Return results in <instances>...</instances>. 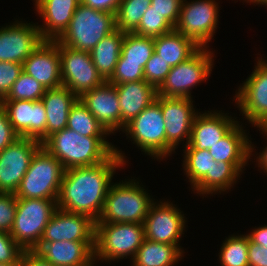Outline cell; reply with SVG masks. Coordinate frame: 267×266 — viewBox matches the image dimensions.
<instances>
[{"instance_id": "cell-4", "label": "cell", "mask_w": 267, "mask_h": 266, "mask_svg": "<svg viewBox=\"0 0 267 266\" xmlns=\"http://www.w3.org/2000/svg\"><path fill=\"white\" fill-rule=\"evenodd\" d=\"M115 30V14L94 10L80 3L68 28L57 41L73 49L91 52L104 37Z\"/></svg>"}, {"instance_id": "cell-26", "label": "cell", "mask_w": 267, "mask_h": 266, "mask_svg": "<svg viewBox=\"0 0 267 266\" xmlns=\"http://www.w3.org/2000/svg\"><path fill=\"white\" fill-rule=\"evenodd\" d=\"M242 124L239 123L221 140L209 149L214 161L229 163H248L254 145L248 139Z\"/></svg>"}, {"instance_id": "cell-11", "label": "cell", "mask_w": 267, "mask_h": 266, "mask_svg": "<svg viewBox=\"0 0 267 266\" xmlns=\"http://www.w3.org/2000/svg\"><path fill=\"white\" fill-rule=\"evenodd\" d=\"M58 47L62 84L78 98L105 82L98 73L90 52L73 49L59 42Z\"/></svg>"}, {"instance_id": "cell-31", "label": "cell", "mask_w": 267, "mask_h": 266, "mask_svg": "<svg viewBox=\"0 0 267 266\" xmlns=\"http://www.w3.org/2000/svg\"><path fill=\"white\" fill-rule=\"evenodd\" d=\"M154 52L153 37L125 33L118 62L140 63L144 68Z\"/></svg>"}, {"instance_id": "cell-24", "label": "cell", "mask_w": 267, "mask_h": 266, "mask_svg": "<svg viewBox=\"0 0 267 266\" xmlns=\"http://www.w3.org/2000/svg\"><path fill=\"white\" fill-rule=\"evenodd\" d=\"M117 89L121 111V131L157 97V89L145 80L114 85Z\"/></svg>"}, {"instance_id": "cell-15", "label": "cell", "mask_w": 267, "mask_h": 266, "mask_svg": "<svg viewBox=\"0 0 267 266\" xmlns=\"http://www.w3.org/2000/svg\"><path fill=\"white\" fill-rule=\"evenodd\" d=\"M153 202L143 222L145 238L154 242L180 245L186 219L182 211L169 201ZM184 230V231H183Z\"/></svg>"}, {"instance_id": "cell-25", "label": "cell", "mask_w": 267, "mask_h": 266, "mask_svg": "<svg viewBox=\"0 0 267 266\" xmlns=\"http://www.w3.org/2000/svg\"><path fill=\"white\" fill-rule=\"evenodd\" d=\"M77 100L78 97L67 87L46 89L41 98L47 114L46 139L67 127L70 109Z\"/></svg>"}, {"instance_id": "cell-6", "label": "cell", "mask_w": 267, "mask_h": 266, "mask_svg": "<svg viewBox=\"0 0 267 266\" xmlns=\"http://www.w3.org/2000/svg\"><path fill=\"white\" fill-rule=\"evenodd\" d=\"M145 239L144 226L139 223H95L94 259L119 261L134 258Z\"/></svg>"}, {"instance_id": "cell-14", "label": "cell", "mask_w": 267, "mask_h": 266, "mask_svg": "<svg viewBox=\"0 0 267 266\" xmlns=\"http://www.w3.org/2000/svg\"><path fill=\"white\" fill-rule=\"evenodd\" d=\"M41 146L36 139L18 137L0 152V193H15Z\"/></svg>"}, {"instance_id": "cell-48", "label": "cell", "mask_w": 267, "mask_h": 266, "mask_svg": "<svg viewBox=\"0 0 267 266\" xmlns=\"http://www.w3.org/2000/svg\"><path fill=\"white\" fill-rule=\"evenodd\" d=\"M247 235L254 243L267 248V225L257 227Z\"/></svg>"}, {"instance_id": "cell-51", "label": "cell", "mask_w": 267, "mask_h": 266, "mask_svg": "<svg viewBox=\"0 0 267 266\" xmlns=\"http://www.w3.org/2000/svg\"><path fill=\"white\" fill-rule=\"evenodd\" d=\"M0 266H20V264H6V263H0Z\"/></svg>"}, {"instance_id": "cell-39", "label": "cell", "mask_w": 267, "mask_h": 266, "mask_svg": "<svg viewBox=\"0 0 267 266\" xmlns=\"http://www.w3.org/2000/svg\"><path fill=\"white\" fill-rule=\"evenodd\" d=\"M138 80H144V68L140 66V63L117 62L115 71L108 82L118 85Z\"/></svg>"}, {"instance_id": "cell-1", "label": "cell", "mask_w": 267, "mask_h": 266, "mask_svg": "<svg viewBox=\"0 0 267 266\" xmlns=\"http://www.w3.org/2000/svg\"><path fill=\"white\" fill-rule=\"evenodd\" d=\"M106 161L94 166L71 168L64 171L57 198V208L87 215L98 221L109 186L117 168L126 164L121 150Z\"/></svg>"}, {"instance_id": "cell-22", "label": "cell", "mask_w": 267, "mask_h": 266, "mask_svg": "<svg viewBox=\"0 0 267 266\" xmlns=\"http://www.w3.org/2000/svg\"><path fill=\"white\" fill-rule=\"evenodd\" d=\"M95 242H40L33 250L54 266H90L94 259Z\"/></svg>"}, {"instance_id": "cell-44", "label": "cell", "mask_w": 267, "mask_h": 266, "mask_svg": "<svg viewBox=\"0 0 267 266\" xmlns=\"http://www.w3.org/2000/svg\"><path fill=\"white\" fill-rule=\"evenodd\" d=\"M19 135L13 130L7 112L0 104V152L13 143Z\"/></svg>"}, {"instance_id": "cell-50", "label": "cell", "mask_w": 267, "mask_h": 266, "mask_svg": "<svg viewBox=\"0 0 267 266\" xmlns=\"http://www.w3.org/2000/svg\"><path fill=\"white\" fill-rule=\"evenodd\" d=\"M247 3H254V5L256 4H259V5H265L267 3V0H247L246 1Z\"/></svg>"}, {"instance_id": "cell-28", "label": "cell", "mask_w": 267, "mask_h": 266, "mask_svg": "<svg viewBox=\"0 0 267 266\" xmlns=\"http://www.w3.org/2000/svg\"><path fill=\"white\" fill-rule=\"evenodd\" d=\"M200 47L190 38L175 29L164 35L154 37V51L170 67L191 57Z\"/></svg>"}, {"instance_id": "cell-41", "label": "cell", "mask_w": 267, "mask_h": 266, "mask_svg": "<svg viewBox=\"0 0 267 266\" xmlns=\"http://www.w3.org/2000/svg\"><path fill=\"white\" fill-rule=\"evenodd\" d=\"M23 252L8 232L0 231V263L20 264Z\"/></svg>"}, {"instance_id": "cell-49", "label": "cell", "mask_w": 267, "mask_h": 266, "mask_svg": "<svg viewBox=\"0 0 267 266\" xmlns=\"http://www.w3.org/2000/svg\"><path fill=\"white\" fill-rule=\"evenodd\" d=\"M267 136V126H257ZM256 162L258 163V167H260L264 172L267 173V146L260 152L259 156L256 157Z\"/></svg>"}, {"instance_id": "cell-35", "label": "cell", "mask_w": 267, "mask_h": 266, "mask_svg": "<svg viewBox=\"0 0 267 266\" xmlns=\"http://www.w3.org/2000/svg\"><path fill=\"white\" fill-rule=\"evenodd\" d=\"M246 165L247 163L214 161L211 168V194H217V192L221 194L233 188Z\"/></svg>"}, {"instance_id": "cell-19", "label": "cell", "mask_w": 267, "mask_h": 266, "mask_svg": "<svg viewBox=\"0 0 267 266\" xmlns=\"http://www.w3.org/2000/svg\"><path fill=\"white\" fill-rule=\"evenodd\" d=\"M23 72L45 89L63 86L58 41L44 40L23 62Z\"/></svg>"}, {"instance_id": "cell-47", "label": "cell", "mask_w": 267, "mask_h": 266, "mask_svg": "<svg viewBox=\"0 0 267 266\" xmlns=\"http://www.w3.org/2000/svg\"><path fill=\"white\" fill-rule=\"evenodd\" d=\"M20 266H54V265L42 259L34 251H24L20 259Z\"/></svg>"}, {"instance_id": "cell-45", "label": "cell", "mask_w": 267, "mask_h": 266, "mask_svg": "<svg viewBox=\"0 0 267 266\" xmlns=\"http://www.w3.org/2000/svg\"><path fill=\"white\" fill-rule=\"evenodd\" d=\"M249 266H267V248L254 243L249 238Z\"/></svg>"}, {"instance_id": "cell-46", "label": "cell", "mask_w": 267, "mask_h": 266, "mask_svg": "<svg viewBox=\"0 0 267 266\" xmlns=\"http://www.w3.org/2000/svg\"><path fill=\"white\" fill-rule=\"evenodd\" d=\"M121 0H81L85 6L94 10L117 13Z\"/></svg>"}, {"instance_id": "cell-37", "label": "cell", "mask_w": 267, "mask_h": 266, "mask_svg": "<svg viewBox=\"0 0 267 266\" xmlns=\"http://www.w3.org/2000/svg\"><path fill=\"white\" fill-rule=\"evenodd\" d=\"M174 26L151 6L142 16L138 28L133 32L146 37H158L174 30Z\"/></svg>"}, {"instance_id": "cell-12", "label": "cell", "mask_w": 267, "mask_h": 266, "mask_svg": "<svg viewBox=\"0 0 267 266\" xmlns=\"http://www.w3.org/2000/svg\"><path fill=\"white\" fill-rule=\"evenodd\" d=\"M258 58L255 69L235 94L237 108L254 127L267 126V60Z\"/></svg>"}, {"instance_id": "cell-7", "label": "cell", "mask_w": 267, "mask_h": 266, "mask_svg": "<svg viewBox=\"0 0 267 266\" xmlns=\"http://www.w3.org/2000/svg\"><path fill=\"white\" fill-rule=\"evenodd\" d=\"M57 209V200L17 198L13 226L9 232L24 251H33Z\"/></svg>"}, {"instance_id": "cell-13", "label": "cell", "mask_w": 267, "mask_h": 266, "mask_svg": "<svg viewBox=\"0 0 267 266\" xmlns=\"http://www.w3.org/2000/svg\"><path fill=\"white\" fill-rule=\"evenodd\" d=\"M192 98L176 97H156V102L160 105L165 121L166 132V158L175 152L179 143L186 138L189 143L191 129L195 117L198 114L193 106Z\"/></svg>"}, {"instance_id": "cell-23", "label": "cell", "mask_w": 267, "mask_h": 266, "mask_svg": "<svg viewBox=\"0 0 267 266\" xmlns=\"http://www.w3.org/2000/svg\"><path fill=\"white\" fill-rule=\"evenodd\" d=\"M35 10L44 20L38 29L44 40H57L68 28L80 0H34Z\"/></svg>"}, {"instance_id": "cell-27", "label": "cell", "mask_w": 267, "mask_h": 266, "mask_svg": "<svg viewBox=\"0 0 267 266\" xmlns=\"http://www.w3.org/2000/svg\"><path fill=\"white\" fill-rule=\"evenodd\" d=\"M183 170L191 184L192 191L199 195L211 194V168L214 162L209 150L185 147Z\"/></svg>"}, {"instance_id": "cell-42", "label": "cell", "mask_w": 267, "mask_h": 266, "mask_svg": "<svg viewBox=\"0 0 267 266\" xmlns=\"http://www.w3.org/2000/svg\"><path fill=\"white\" fill-rule=\"evenodd\" d=\"M17 209V198L12 193H0V231L10 232Z\"/></svg>"}, {"instance_id": "cell-32", "label": "cell", "mask_w": 267, "mask_h": 266, "mask_svg": "<svg viewBox=\"0 0 267 266\" xmlns=\"http://www.w3.org/2000/svg\"><path fill=\"white\" fill-rule=\"evenodd\" d=\"M67 128L85 137H107L110 135L79 99L70 109Z\"/></svg>"}, {"instance_id": "cell-3", "label": "cell", "mask_w": 267, "mask_h": 266, "mask_svg": "<svg viewBox=\"0 0 267 266\" xmlns=\"http://www.w3.org/2000/svg\"><path fill=\"white\" fill-rule=\"evenodd\" d=\"M136 179L109 186L102 213L95 223L143 224L154 198ZM149 194V195H148Z\"/></svg>"}, {"instance_id": "cell-36", "label": "cell", "mask_w": 267, "mask_h": 266, "mask_svg": "<svg viewBox=\"0 0 267 266\" xmlns=\"http://www.w3.org/2000/svg\"><path fill=\"white\" fill-rule=\"evenodd\" d=\"M46 89L33 77L22 72L13 84L8 95L1 101L31 100L39 101Z\"/></svg>"}, {"instance_id": "cell-16", "label": "cell", "mask_w": 267, "mask_h": 266, "mask_svg": "<svg viewBox=\"0 0 267 266\" xmlns=\"http://www.w3.org/2000/svg\"><path fill=\"white\" fill-rule=\"evenodd\" d=\"M43 41L36 24L16 20L0 28V61L23 64Z\"/></svg>"}, {"instance_id": "cell-20", "label": "cell", "mask_w": 267, "mask_h": 266, "mask_svg": "<svg viewBox=\"0 0 267 266\" xmlns=\"http://www.w3.org/2000/svg\"><path fill=\"white\" fill-rule=\"evenodd\" d=\"M78 99L109 134L121 129V111L114 84L105 81Z\"/></svg>"}, {"instance_id": "cell-8", "label": "cell", "mask_w": 267, "mask_h": 266, "mask_svg": "<svg viewBox=\"0 0 267 266\" xmlns=\"http://www.w3.org/2000/svg\"><path fill=\"white\" fill-rule=\"evenodd\" d=\"M200 47L191 57L171 67L164 82L157 89L163 97L192 98L191 91L198 83L206 81L213 69L214 52Z\"/></svg>"}, {"instance_id": "cell-33", "label": "cell", "mask_w": 267, "mask_h": 266, "mask_svg": "<svg viewBox=\"0 0 267 266\" xmlns=\"http://www.w3.org/2000/svg\"><path fill=\"white\" fill-rule=\"evenodd\" d=\"M150 6L151 0H121L115 15L116 29L124 33H133Z\"/></svg>"}, {"instance_id": "cell-34", "label": "cell", "mask_w": 267, "mask_h": 266, "mask_svg": "<svg viewBox=\"0 0 267 266\" xmlns=\"http://www.w3.org/2000/svg\"><path fill=\"white\" fill-rule=\"evenodd\" d=\"M219 260L221 266H249V237L246 234L232 235L221 245Z\"/></svg>"}, {"instance_id": "cell-43", "label": "cell", "mask_w": 267, "mask_h": 266, "mask_svg": "<svg viewBox=\"0 0 267 266\" xmlns=\"http://www.w3.org/2000/svg\"><path fill=\"white\" fill-rule=\"evenodd\" d=\"M181 3L182 0H151V7L175 27L179 20Z\"/></svg>"}, {"instance_id": "cell-30", "label": "cell", "mask_w": 267, "mask_h": 266, "mask_svg": "<svg viewBox=\"0 0 267 266\" xmlns=\"http://www.w3.org/2000/svg\"><path fill=\"white\" fill-rule=\"evenodd\" d=\"M125 33L119 30L113 31L104 37L90 52L92 61L105 81L113 75L119 56Z\"/></svg>"}, {"instance_id": "cell-18", "label": "cell", "mask_w": 267, "mask_h": 266, "mask_svg": "<svg viewBox=\"0 0 267 266\" xmlns=\"http://www.w3.org/2000/svg\"><path fill=\"white\" fill-rule=\"evenodd\" d=\"M95 242V221L87 215L57 208L46 225L40 242Z\"/></svg>"}, {"instance_id": "cell-38", "label": "cell", "mask_w": 267, "mask_h": 266, "mask_svg": "<svg viewBox=\"0 0 267 266\" xmlns=\"http://www.w3.org/2000/svg\"><path fill=\"white\" fill-rule=\"evenodd\" d=\"M170 70L171 67L154 52L144 67V80L158 89Z\"/></svg>"}, {"instance_id": "cell-17", "label": "cell", "mask_w": 267, "mask_h": 266, "mask_svg": "<svg viewBox=\"0 0 267 266\" xmlns=\"http://www.w3.org/2000/svg\"><path fill=\"white\" fill-rule=\"evenodd\" d=\"M0 104L19 137L33 138L41 144L46 140L47 114L41 100L0 101Z\"/></svg>"}, {"instance_id": "cell-29", "label": "cell", "mask_w": 267, "mask_h": 266, "mask_svg": "<svg viewBox=\"0 0 267 266\" xmlns=\"http://www.w3.org/2000/svg\"><path fill=\"white\" fill-rule=\"evenodd\" d=\"M184 250L178 245L165 244L144 239L132 266H174L182 259Z\"/></svg>"}, {"instance_id": "cell-21", "label": "cell", "mask_w": 267, "mask_h": 266, "mask_svg": "<svg viewBox=\"0 0 267 266\" xmlns=\"http://www.w3.org/2000/svg\"><path fill=\"white\" fill-rule=\"evenodd\" d=\"M231 115L221 111L199 112L194 119L189 143L184 147L209 150L224 138L238 123Z\"/></svg>"}, {"instance_id": "cell-2", "label": "cell", "mask_w": 267, "mask_h": 266, "mask_svg": "<svg viewBox=\"0 0 267 266\" xmlns=\"http://www.w3.org/2000/svg\"><path fill=\"white\" fill-rule=\"evenodd\" d=\"M105 137L83 136L69 128L49 136L43 143L50 154L59 160L65 170L94 166L106 161L115 146Z\"/></svg>"}, {"instance_id": "cell-9", "label": "cell", "mask_w": 267, "mask_h": 266, "mask_svg": "<svg viewBox=\"0 0 267 266\" xmlns=\"http://www.w3.org/2000/svg\"><path fill=\"white\" fill-rule=\"evenodd\" d=\"M133 144L140 147L152 159L166 157L165 121L160 105L154 101L137 117L127 123L122 130Z\"/></svg>"}, {"instance_id": "cell-40", "label": "cell", "mask_w": 267, "mask_h": 266, "mask_svg": "<svg viewBox=\"0 0 267 266\" xmlns=\"http://www.w3.org/2000/svg\"><path fill=\"white\" fill-rule=\"evenodd\" d=\"M22 72V64L0 61V101L8 95Z\"/></svg>"}, {"instance_id": "cell-5", "label": "cell", "mask_w": 267, "mask_h": 266, "mask_svg": "<svg viewBox=\"0 0 267 266\" xmlns=\"http://www.w3.org/2000/svg\"><path fill=\"white\" fill-rule=\"evenodd\" d=\"M64 171L61 162L41 146L14 195L16 198L57 200Z\"/></svg>"}, {"instance_id": "cell-10", "label": "cell", "mask_w": 267, "mask_h": 266, "mask_svg": "<svg viewBox=\"0 0 267 266\" xmlns=\"http://www.w3.org/2000/svg\"><path fill=\"white\" fill-rule=\"evenodd\" d=\"M215 0H182L175 30L193 40L199 47H209L218 25L219 7Z\"/></svg>"}]
</instances>
